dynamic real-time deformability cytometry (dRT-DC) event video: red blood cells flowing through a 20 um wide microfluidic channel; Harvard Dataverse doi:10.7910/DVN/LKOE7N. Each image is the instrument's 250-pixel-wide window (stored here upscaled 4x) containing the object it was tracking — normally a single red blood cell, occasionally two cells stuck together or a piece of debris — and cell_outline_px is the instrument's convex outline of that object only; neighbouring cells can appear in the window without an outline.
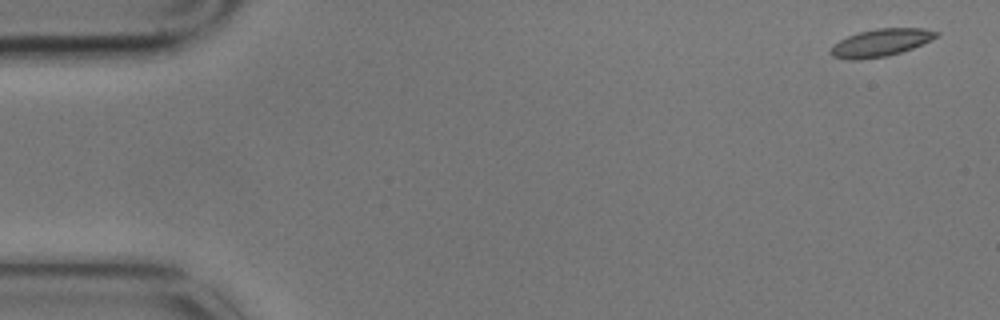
{"species": "common noctule bat (a hibernating species)", "species_latin": "Nyctalus noctula", "temperature_condition": "cold", "stored_images_in_passage": 4, "camera_frame_rate_fps": 3000, "um_per_image_px": 0.085, "animal": {"sex": "male", "body_mass_g": 17.9}, "frame": {"image": 1, "passage_image": 1, "time_ms": 0.0, "image_size_px": [1000, 320], "cell_outline_px": [[940, 36], [912, 48], [888, 56], [860, 60], [848, 60], [832, 56], [828, 52], [840, 40], [856, 32], [876, 28], [924, 28], [940, 32]], "centroid_in_image_um": [74.87, 3.62], "position_along_channel_um": 10.1, "area_um2": 17.05}}